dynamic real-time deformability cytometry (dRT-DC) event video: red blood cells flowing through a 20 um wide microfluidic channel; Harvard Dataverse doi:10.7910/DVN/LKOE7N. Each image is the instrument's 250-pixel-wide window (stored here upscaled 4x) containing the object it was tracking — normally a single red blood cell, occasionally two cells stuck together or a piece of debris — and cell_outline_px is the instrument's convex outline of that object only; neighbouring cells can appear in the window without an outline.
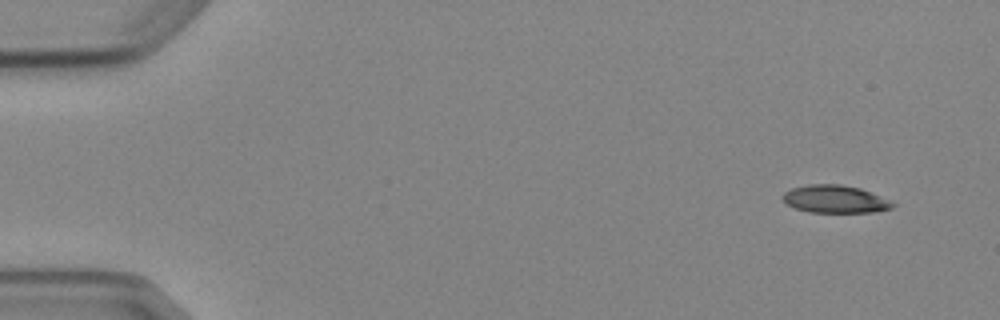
{"species": "Egyptian fruit bat (a non-hibernating species)", "species_latin": "Rousettus aegyptiacus", "temperature_condition": "cold", "stored_images_in_passage": 4, "camera_frame_rate_fps": 3000, "um_per_image_px": 0.085, "animal": {"sex": "female"}, "frame": {"image": 1, "passage_image": 1, "time_ms": 0.0, "image_size_px": [1000, 320], "cell_outline_px": [[896, 204], [892, 208], [876, 212], [808, 212], [796, 208], [788, 204], [780, 196], [784, 192], [792, 188], [808, 184], [840, 184], [860, 188], [880, 196]], "centroid_in_image_um": [70.97, 16.92], "position_along_channel_um": 14.0, "area_um2": 17.69}}